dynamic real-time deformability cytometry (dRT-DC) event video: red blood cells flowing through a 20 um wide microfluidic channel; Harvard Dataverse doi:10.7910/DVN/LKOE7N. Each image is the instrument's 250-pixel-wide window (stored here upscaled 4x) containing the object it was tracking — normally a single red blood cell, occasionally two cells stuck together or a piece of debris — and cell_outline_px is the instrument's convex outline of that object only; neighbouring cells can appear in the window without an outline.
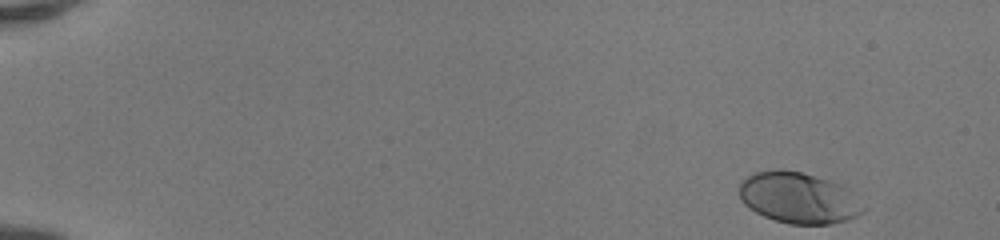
{"species": "human", "species_latin": "Homo sapiens", "temperature_condition": "room temperature", "stored_images_in_passage": 47, "camera_frame_rate_fps": 3000, "um_per_image_px": 0.085, "donor": {"sex": "female"}, "frame": {"image": 1, "passage_image": 1, "time_ms": 0.0, "image_size_px": [1000, 240], "cell_outline_px": [[868, 208], [864, 212], [848, 220], [832, 224], [788, 224], [764, 216], [748, 208], [740, 200], [740, 184], [748, 176], [756, 172], [776, 168], [784, 168], [800, 172], [828, 180], [840, 184], [848, 188]], "centroid_in_image_um": [67.91, 16.82], "position_along_channel_um": 17.1, "area_um2": 37.22}}
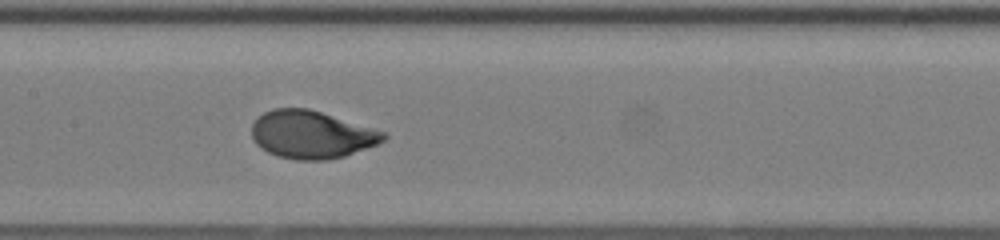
{"frame": {"image": 2, "passage_image": 24, "time_ms": 7.667, "image_size_px": [1000, 240], "cell_outline_px": [[388, 136], [384, 140], [376, 144], [344, 156], [324, 160], [296, 160], [276, 156], [260, 148], [252, 140], [252, 124], [264, 112], [272, 108], [308, 108], [388, 132]], "centroid_in_image_um": [26.47, 11.44], "position_along_channel_um": 180.9, "area_um2": 36.76}}
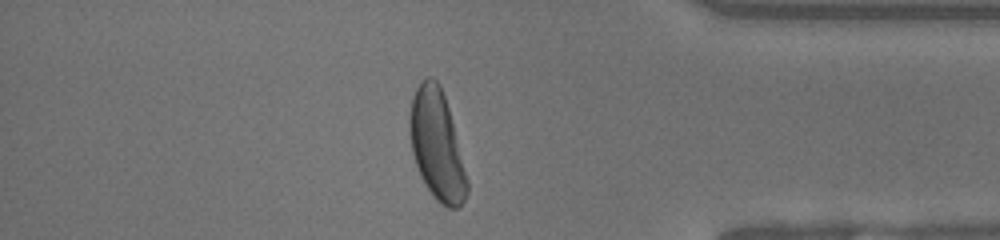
{"frame": {"image": 3, "passage_image": 41, "time_ms": 13.333, "image_size_px": [1000, 240], "cell_outline_px": [[468, 192], [460, 208], [448, 208], [440, 204], [432, 196], [424, 184], [420, 176], [412, 152], [408, 132], [408, 120], [412, 96], [416, 88], [428, 76], [432, 76], [440, 84], [448, 108], [468, 180]], "centroid_in_image_um": [37.11, 12.37], "position_along_channel_um": 398.1, "area_um2": 36.76}, "authors_computed_cell_mechanics": {"area_um2": 36.1828, "velocity_mm_per_s": 4.1505, "shape_relaxation_time_tau1_ms": 2.4359, "shape_relaxation_time_tau2_ms": null, "deformation_change_tau1": 0.169, "deformation_change_tau2": null}}